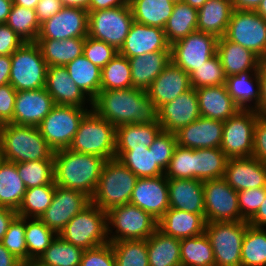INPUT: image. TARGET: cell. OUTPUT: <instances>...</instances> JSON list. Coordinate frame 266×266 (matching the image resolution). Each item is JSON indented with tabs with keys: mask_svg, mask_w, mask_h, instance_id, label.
Returning a JSON list of instances; mask_svg holds the SVG:
<instances>
[{
	"mask_svg": "<svg viewBox=\"0 0 266 266\" xmlns=\"http://www.w3.org/2000/svg\"><path fill=\"white\" fill-rule=\"evenodd\" d=\"M92 109L115 127L158 122V112L145 90L138 88L100 90Z\"/></svg>",
	"mask_w": 266,
	"mask_h": 266,
	"instance_id": "6da1fadb",
	"label": "cell"
},
{
	"mask_svg": "<svg viewBox=\"0 0 266 266\" xmlns=\"http://www.w3.org/2000/svg\"><path fill=\"white\" fill-rule=\"evenodd\" d=\"M106 160L97 155L61 149L54 151V181L59 187L93 197Z\"/></svg>",
	"mask_w": 266,
	"mask_h": 266,
	"instance_id": "7a4b0ae2",
	"label": "cell"
},
{
	"mask_svg": "<svg viewBox=\"0 0 266 266\" xmlns=\"http://www.w3.org/2000/svg\"><path fill=\"white\" fill-rule=\"evenodd\" d=\"M0 148L4 160L14 163L53 160L54 155L38 127L14 123L0 125Z\"/></svg>",
	"mask_w": 266,
	"mask_h": 266,
	"instance_id": "3957f363",
	"label": "cell"
},
{
	"mask_svg": "<svg viewBox=\"0 0 266 266\" xmlns=\"http://www.w3.org/2000/svg\"><path fill=\"white\" fill-rule=\"evenodd\" d=\"M69 150L97 155L105 160L115 158L116 127L101 118L92 108L81 120Z\"/></svg>",
	"mask_w": 266,
	"mask_h": 266,
	"instance_id": "277c9868",
	"label": "cell"
},
{
	"mask_svg": "<svg viewBox=\"0 0 266 266\" xmlns=\"http://www.w3.org/2000/svg\"><path fill=\"white\" fill-rule=\"evenodd\" d=\"M137 179L117 158L106 160L91 202L106 212L113 207L128 204Z\"/></svg>",
	"mask_w": 266,
	"mask_h": 266,
	"instance_id": "5b68a950",
	"label": "cell"
},
{
	"mask_svg": "<svg viewBox=\"0 0 266 266\" xmlns=\"http://www.w3.org/2000/svg\"><path fill=\"white\" fill-rule=\"evenodd\" d=\"M59 236L83 250L107 244V212L91 202L65 225Z\"/></svg>",
	"mask_w": 266,
	"mask_h": 266,
	"instance_id": "8992f818",
	"label": "cell"
},
{
	"mask_svg": "<svg viewBox=\"0 0 266 266\" xmlns=\"http://www.w3.org/2000/svg\"><path fill=\"white\" fill-rule=\"evenodd\" d=\"M47 64L35 42H25L11 55L9 84L16 91L45 87Z\"/></svg>",
	"mask_w": 266,
	"mask_h": 266,
	"instance_id": "52a82bcc",
	"label": "cell"
},
{
	"mask_svg": "<svg viewBox=\"0 0 266 266\" xmlns=\"http://www.w3.org/2000/svg\"><path fill=\"white\" fill-rule=\"evenodd\" d=\"M158 221L141 208L128 203L107 211L109 243L121 240H146L157 230ZM110 225V226H109ZM111 228V229H110Z\"/></svg>",
	"mask_w": 266,
	"mask_h": 266,
	"instance_id": "ba28073f",
	"label": "cell"
},
{
	"mask_svg": "<svg viewBox=\"0 0 266 266\" xmlns=\"http://www.w3.org/2000/svg\"><path fill=\"white\" fill-rule=\"evenodd\" d=\"M247 221L206 222L205 234L211 243L215 266H241L242 242Z\"/></svg>",
	"mask_w": 266,
	"mask_h": 266,
	"instance_id": "9c48e42d",
	"label": "cell"
},
{
	"mask_svg": "<svg viewBox=\"0 0 266 266\" xmlns=\"http://www.w3.org/2000/svg\"><path fill=\"white\" fill-rule=\"evenodd\" d=\"M88 111L87 108L78 106L55 104L38 128L54 151L67 149Z\"/></svg>",
	"mask_w": 266,
	"mask_h": 266,
	"instance_id": "30bf717a",
	"label": "cell"
},
{
	"mask_svg": "<svg viewBox=\"0 0 266 266\" xmlns=\"http://www.w3.org/2000/svg\"><path fill=\"white\" fill-rule=\"evenodd\" d=\"M88 12V36L119 50L134 22L129 3L121 7Z\"/></svg>",
	"mask_w": 266,
	"mask_h": 266,
	"instance_id": "8fae6325",
	"label": "cell"
},
{
	"mask_svg": "<svg viewBox=\"0 0 266 266\" xmlns=\"http://www.w3.org/2000/svg\"><path fill=\"white\" fill-rule=\"evenodd\" d=\"M259 116L254 109H241L224 121L220 148L228 159L252 156L254 126Z\"/></svg>",
	"mask_w": 266,
	"mask_h": 266,
	"instance_id": "7c38bea8",
	"label": "cell"
},
{
	"mask_svg": "<svg viewBox=\"0 0 266 266\" xmlns=\"http://www.w3.org/2000/svg\"><path fill=\"white\" fill-rule=\"evenodd\" d=\"M224 37L248 48L261 60L266 55V20L255 10H233Z\"/></svg>",
	"mask_w": 266,
	"mask_h": 266,
	"instance_id": "4fadbf2b",
	"label": "cell"
},
{
	"mask_svg": "<svg viewBox=\"0 0 266 266\" xmlns=\"http://www.w3.org/2000/svg\"><path fill=\"white\" fill-rule=\"evenodd\" d=\"M218 37L195 31L171 44V61L189 76L217 54Z\"/></svg>",
	"mask_w": 266,
	"mask_h": 266,
	"instance_id": "5bb4252c",
	"label": "cell"
},
{
	"mask_svg": "<svg viewBox=\"0 0 266 266\" xmlns=\"http://www.w3.org/2000/svg\"><path fill=\"white\" fill-rule=\"evenodd\" d=\"M206 222L242 221L237 191L224 178L203 183Z\"/></svg>",
	"mask_w": 266,
	"mask_h": 266,
	"instance_id": "9a60e30c",
	"label": "cell"
},
{
	"mask_svg": "<svg viewBox=\"0 0 266 266\" xmlns=\"http://www.w3.org/2000/svg\"><path fill=\"white\" fill-rule=\"evenodd\" d=\"M91 203L85 193L56 185L50 206L39 219L57 235L65 225Z\"/></svg>",
	"mask_w": 266,
	"mask_h": 266,
	"instance_id": "2e32d148",
	"label": "cell"
},
{
	"mask_svg": "<svg viewBox=\"0 0 266 266\" xmlns=\"http://www.w3.org/2000/svg\"><path fill=\"white\" fill-rule=\"evenodd\" d=\"M89 12L80 7H63L40 25L37 39L64 40L88 36Z\"/></svg>",
	"mask_w": 266,
	"mask_h": 266,
	"instance_id": "e0dca14e",
	"label": "cell"
},
{
	"mask_svg": "<svg viewBox=\"0 0 266 266\" xmlns=\"http://www.w3.org/2000/svg\"><path fill=\"white\" fill-rule=\"evenodd\" d=\"M129 203L146 211L158 221L170 208L166 176L138 178Z\"/></svg>",
	"mask_w": 266,
	"mask_h": 266,
	"instance_id": "ac0fdd59",
	"label": "cell"
},
{
	"mask_svg": "<svg viewBox=\"0 0 266 266\" xmlns=\"http://www.w3.org/2000/svg\"><path fill=\"white\" fill-rule=\"evenodd\" d=\"M157 112L162 130L175 134L201 116L196 90L191 87L173 101L160 106Z\"/></svg>",
	"mask_w": 266,
	"mask_h": 266,
	"instance_id": "d6986e66",
	"label": "cell"
},
{
	"mask_svg": "<svg viewBox=\"0 0 266 266\" xmlns=\"http://www.w3.org/2000/svg\"><path fill=\"white\" fill-rule=\"evenodd\" d=\"M170 47L164 29L134 21L118 53L129 59L145 53L171 51Z\"/></svg>",
	"mask_w": 266,
	"mask_h": 266,
	"instance_id": "ffe728a7",
	"label": "cell"
},
{
	"mask_svg": "<svg viewBox=\"0 0 266 266\" xmlns=\"http://www.w3.org/2000/svg\"><path fill=\"white\" fill-rule=\"evenodd\" d=\"M54 105L45 87L38 90L17 91L13 123L38 127Z\"/></svg>",
	"mask_w": 266,
	"mask_h": 266,
	"instance_id": "44dd1931",
	"label": "cell"
},
{
	"mask_svg": "<svg viewBox=\"0 0 266 266\" xmlns=\"http://www.w3.org/2000/svg\"><path fill=\"white\" fill-rule=\"evenodd\" d=\"M224 122L200 116L175 133L177 145L190 149L220 148Z\"/></svg>",
	"mask_w": 266,
	"mask_h": 266,
	"instance_id": "7402d4cb",
	"label": "cell"
},
{
	"mask_svg": "<svg viewBox=\"0 0 266 266\" xmlns=\"http://www.w3.org/2000/svg\"><path fill=\"white\" fill-rule=\"evenodd\" d=\"M224 179L237 192L266 187V165L252 156L228 159Z\"/></svg>",
	"mask_w": 266,
	"mask_h": 266,
	"instance_id": "603a6c76",
	"label": "cell"
},
{
	"mask_svg": "<svg viewBox=\"0 0 266 266\" xmlns=\"http://www.w3.org/2000/svg\"><path fill=\"white\" fill-rule=\"evenodd\" d=\"M190 88L189 74L171 61L151 83L146 92L158 109Z\"/></svg>",
	"mask_w": 266,
	"mask_h": 266,
	"instance_id": "cb8c5ba5",
	"label": "cell"
},
{
	"mask_svg": "<svg viewBox=\"0 0 266 266\" xmlns=\"http://www.w3.org/2000/svg\"><path fill=\"white\" fill-rule=\"evenodd\" d=\"M46 91L57 105H70L84 108L87 99L92 108V101L75 84L65 66H50L46 72Z\"/></svg>",
	"mask_w": 266,
	"mask_h": 266,
	"instance_id": "d4e9b609",
	"label": "cell"
},
{
	"mask_svg": "<svg viewBox=\"0 0 266 266\" xmlns=\"http://www.w3.org/2000/svg\"><path fill=\"white\" fill-rule=\"evenodd\" d=\"M195 90L202 117L224 122L241 110L228 93L226 84L201 87Z\"/></svg>",
	"mask_w": 266,
	"mask_h": 266,
	"instance_id": "484cf974",
	"label": "cell"
},
{
	"mask_svg": "<svg viewBox=\"0 0 266 266\" xmlns=\"http://www.w3.org/2000/svg\"><path fill=\"white\" fill-rule=\"evenodd\" d=\"M205 214L169 208L158 220L157 229L177 239L195 237L205 232Z\"/></svg>",
	"mask_w": 266,
	"mask_h": 266,
	"instance_id": "4316f807",
	"label": "cell"
},
{
	"mask_svg": "<svg viewBox=\"0 0 266 266\" xmlns=\"http://www.w3.org/2000/svg\"><path fill=\"white\" fill-rule=\"evenodd\" d=\"M170 208L204 214V181L198 179H167Z\"/></svg>",
	"mask_w": 266,
	"mask_h": 266,
	"instance_id": "83f0119b",
	"label": "cell"
},
{
	"mask_svg": "<svg viewBox=\"0 0 266 266\" xmlns=\"http://www.w3.org/2000/svg\"><path fill=\"white\" fill-rule=\"evenodd\" d=\"M217 55L224 68L226 77L246 71H258L262 60L248 48L220 37L217 43Z\"/></svg>",
	"mask_w": 266,
	"mask_h": 266,
	"instance_id": "f1b7e54d",
	"label": "cell"
},
{
	"mask_svg": "<svg viewBox=\"0 0 266 266\" xmlns=\"http://www.w3.org/2000/svg\"><path fill=\"white\" fill-rule=\"evenodd\" d=\"M131 69L132 86L147 90L151 83L171 62V51H157L128 59Z\"/></svg>",
	"mask_w": 266,
	"mask_h": 266,
	"instance_id": "f546056e",
	"label": "cell"
},
{
	"mask_svg": "<svg viewBox=\"0 0 266 266\" xmlns=\"http://www.w3.org/2000/svg\"><path fill=\"white\" fill-rule=\"evenodd\" d=\"M233 10L231 0H208L198 9L197 30L224 37Z\"/></svg>",
	"mask_w": 266,
	"mask_h": 266,
	"instance_id": "4dcf8cb0",
	"label": "cell"
},
{
	"mask_svg": "<svg viewBox=\"0 0 266 266\" xmlns=\"http://www.w3.org/2000/svg\"><path fill=\"white\" fill-rule=\"evenodd\" d=\"M35 43L39 46L48 67L66 66L83 54L85 38H68L60 41L55 39H37Z\"/></svg>",
	"mask_w": 266,
	"mask_h": 266,
	"instance_id": "1f68e13d",
	"label": "cell"
},
{
	"mask_svg": "<svg viewBox=\"0 0 266 266\" xmlns=\"http://www.w3.org/2000/svg\"><path fill=\"white\" fill-rule=\"evenodd\" d=\"M226 87L228 93L240 109H258L260 102V80L258 71H246L229 76L226 79ZM247 102H249L248 104H250V102L255 103L254 107H250Z\"/></svg>",
	"mask_w": 266,
	"mask_h": 266,
	"instance_id": "d6a6232c",
	"label": "cell"
},
{
	"mask_svg": "<svg viewBox=\"0 0 266 266\" xmlns=\"http://www.w3.org/2000/svg\"><path fill=\"white\" fill-rule=\"evenodd\" d=\"M146 240L149 266H181L180 239L157 229Z\"/></svg>",
	"mask_w": 266,
	"mask_h": 266,
	"instance_id": "836d02e7",
	"label": "cell"
},
{
	"mask_svg": "<svg viewBox=\"0 0 266 266\" xmlns=\"http://www.w3.org/2000/svg\"><path fill=\"white\" fill-rule=\"evenodd\" d=\"M162 131L159 123L124 124L116 127V150L149 148Z\"/></svg>",
	"mask_w": 266,
	"mask_h": 266,
	"instance_id": "e575fe53",
	"label": "cell"
},
{
	"mask_svg": "<svg viewBox=\"0 0 266 266\" xmlns=\"http://www.w3.org/2000/svg\"><path fill=\"white\" fill-rule=\"evenodd\" d=\"M134 21L164 29L174 8L172 0H129Z\"/></svg>",
	"mask_w": 266,
	"mask_h": 266,
	"instance_id": "d590c367",
	"label": "cell"
},
{
	"mask_svg": "<svg viewBox=\"0 0 266 266\" xmlns=\"http://www.w3.org/2000/svg\"><path fill=\"white\" fill-rule=\"evenodd\" d=\"M65 67L75 84L93 101L101 90V69L83 54Z\"/></svg>",
	"mask_w": 266,
	"mask_h": 266,
	"instance_id": "8d00e7d4",
	"label": "cell"
},
{
	"mask_svg": "<svg viewBox=\"0 0 266 266\" xmlns=\"http://www.w3.org/2000/svg\"><path fill=\"white\" fill-rule=\"evenodd\" d=\"M26 187L18 175L16 163L4 160L0 165V207L18 210Z\"/></svg>",
	"mask_w": 266,
	"mask_h": 266,
	"instance_id": "74e56055",
	"label": "cell"
},
{
	"mask_svg": "<svg viewBox=\"0 0 266 266\" xmlns=\"http://www.w3.org/2000/svg\"><path fill=\"white\" fill-rule=\"evenodd\" d=\"M198 10L184 2H175L164 32L169 44L185 38L190 33L197 31Z\"/></svg>",
	"mask_w": 266,
	"mask_h": 266,
	"instance_id": "f35d334b",
	"label": "cell"
},
{
	"mask_svg": "<svg viewBox=\"0 0 266 266\" xmlns=\"http://www.w3.org/2000/svg\"><path fill=\"white\" fill-rule=\"evenodd\" d=\"M227 161L221 148L194 149V179L224 178Z\"/></svg>",
	"mask_w": 266,
	"mask_h": 266,
	"instance_id": "ab89813d",
	"label": "cell"
},
{
	"mask_svg": "<svg viewBox=\"0 0 266 266\" xmlns=\"http://www.w3.org/2000/svg\"><path fill=\"white\" fill-rule=\"evenodd\" d=\"M115 158L129 168L138 178L164 175V171L155 163L153 150H149L148 147L135 150H116Z\"/></svg>",
	"mask_w": 266,
	"mask_h": 266,
	"instance_id": "60d3db41",
	"label": "cell"
},
{
	"mask_svg": "<svg viewBox=\"0 0 266 266\" xmlns=\"http://www.w3.org/2000/svg\"><path fill=\"white\" fill-rule=\"evenodd\" d=\"M181 266H215L213 249L205 232L180 240Z\"/></svg>",
	"mask_w": 266,
	"mask_h": 266,
	"instance_id": "b9f144b4",
	"label": "cell"
},
{
	"mask_svg": "<svg viewBox=\"0 0 266 266\" xmlns=\"http://www.w3.org/2000/svg\"><path fill=\"white\" fill-rule=\"evenodd\" d=\"M84 250L57 235L37 258L42 266H80Z\"/></svg>",
	"mask_w": 266,
	"mask_h": 266,
	"instance_id": "7bdbcfd3",
	"label": "cell"
},
{
	"mask_svg": "<svg viewBox=\"0 0 266 266\" xmlns=\"http://www.w3.org/2000/svg\"><path fill=\"white\" fill-rule=\"evenodd\" d=\"M266 229L249 225L242 242L241 266H266Z\"/></svg>",
	"mask_w": 266,
	"mask_h": 266,
	"instance_id": "ee69618b",
	"label": "cell"
},
{
	"mask_svg": "<svg viewBox=\"0 0 266 266\" xmlns=\"http://www.w3.org/2000/svg\"><path fill=\"white\" fill-rule=\"evenodd\" d=\"M56 184L41 185L26 189L17 215L27 218H39L50 206Z\"/></svg>",
	"mask_w": 266,
	"mask_h": 266,
	"instance_id": "f6af8a7d",
	"label": "cell"
},
{
	"mask_svg": "<svg viewBox=\"0 0 266 266\" xmlns=\"http://www.w3.org/2000/svg\"><path fill=\"white\" fill-rule=\"evenodd\" d=\"M6 24L24 41L36 42L40 23L35 9L13 4Z\"/></svg>",
	"mask_w": 266,
	"mask_h": 266,
	"instance_id": "bcb514c9",
	"label": "cell"
},
{
	"mask_svg": "<svg viewBox=\"0 0 266 266\" xmlns=\"http://www.w3.org/2000/svg\"><path fill=\"white\" fill-rule=\"evenodd\" d=\"M132 87L128 58L118 53L101 69V90L129 89Z\"/></svg>",
	"mask_w": 266,
	"mask_h": 266,
	"instance_id": "7dc6e473",
	"label": "cell"
},
{
	"mask_svg": "<svg viewBox=\"0 0 266 266\" xmlns=\"http://www.w3.org/2000/svg\"><path fill=\"white\" fill-rule=\"evenodd\" d=\"M25 218V241L28 249V261L37 258L51 244L57 234L48 228L39 218Z\"/></svg>",
	"mask_w": 266,
	"mask_h": 266,
	"instance_id": "c3c4849f",
	"label": "cell"
},
{
	"mask_svg": "<svg viewBox=\"0 0 266 266\" xmlns=\"http://www.w3.org/2000/svg\"><path fill=\"white\" fill-rule=\"evenodd\" d=\"M111 245L116 266H149L147 240H121Z\"/></svg>",
	"mask_w": 266,
	"mask_h": 266,
	"instance_id": "681fc988",
	"label": "cell"
},
{
	"mask_svg": "<svg viewBox=\"0 0 266 266\" xmlns=\"http://www.w3.org/2000/svg\"><path fill=\"white\" fill-rule=\"evenodd\" d=\"M16 168L26 189L55 183L53 160L16 163Z\"/></svg>",
	"mask_w": 266,
	"mask_h": 266,
	"instance_id": "f907efd6",
	"label": "cell"
},
{
	"mask_svg": "<svg viewBox=\"0 0 266 266\" xmlns=\"http://www.w3.org/2000/svg\"><path fill=\"white\" fill-rule=\"evenodd\" d=\"M226 75L218 55H214L190 75V84L194 89L226 84Z\"/></svg>",
	"mask_w": 266,
	"mask_h": 266,
	"instance_id": "816d5d0a",
	"label": "cell"
},
{
	"mask_svg": "<svg viewBox=\"0 0 266 266\" xmlns=\"http://www.w3.org/2000/svg\"><path fill=\"white\" fill-rule=\"evenodd\" d=\"M1 244L21 262L28 261L25 241V218L16 215L10 222Z\"/></svg>",
	"mask_w": 266,
	"mask_h": 266,
	"instance_id": "f5cc1de1",
	"label": "cell"
},
{
	"mask_svg": "<svg viewBox=\"0 0 266 266\" xmlns=\"http://www.w3.org/2000/svg\"><path fill=\"white\" fill-rule=\"evenodd\" d=\"M164 175L167 179H194V149L177 145Z\"/></svg>",
	"mask_w": 266,
	"mask_h": 266,
	"instance_id": "db71d44e",
	"label": "cell"
},
{
	"mask_svg": "<svg viewBox=\"0 0 266 266\" xmlns=\"http://www.w3.org/2000/svg\"><path fill=\"white\" fill-rule=\"evenodd\" d=\"M117 54L118 50L114 46L90 36L85 38L83 55L100 69L107 65Z\"/></svg>",
	"mask_w": 266,
	"mask_h": 266,
	"instance_id": "11a10c76",
	"label": "cell"
},
{
	"mask_svg": "<svg viewBox=\"0 0 266 266\" xmlns=\"http://www.w3.org/2000/svg\"><path fill=\"white\" fill-rule=\"evenodd\" d=\"M177 139L174 133L161 131L154 142L150 145L149 150H153L155 163L165 172L173 156Z\"/></svg>",
	"mask_w": 266,
	"mask_h": 266,
	"instance_id": "9f6ffc18",
	"label": "cell"
},
{
	"mask_svg": "<svg viewBox=\"0 0 266 266\" xmlns=\"http://www.w3.org/2000/svg\"><path fill=\"white\" fill-rule=\"evenodd\" d=\"M242 221H249L266 198V187L247 189L237 192Z\"/></svg>",
	"mask_w": 266,
	"mask_h": 266,
	"instance_id": "6f0895ef",
	"label": "cell"
},
{
	"mask_svg": "<svg viewBox=\"0 0 266 266\" xmlns=\"http://www.w3.org/2000/svg\"><path fill=\"white\" fill-rule=\"evenodd\" d=\"M80 266H116L111 243L84 250Z\"/></svg>",
	"mask_w": 266,
	"mask_h": 266,
	"instance_id": "680465c9",
	"label": "cell"
},
{
	"mask_svg": "<svg viewBox=\"0 0 266 266\" xmlns=\"http://www.w3.org/2000/svg\"><path fill=\"white\" fill-rule=\"evenodd\" d=\"M17 91L11 84L0 86V125L13 123V112Z\"/></svg>",
	"mask_w": 266,
	"mask_h": 266,
	"instance_id": "91938a15",
	"label": "cell"
},
{
	"mask_svg": "<svg viewBox=\"0 0 266 266\" xmlns=\"http://www.w3.org/2000/svg\"><path fill=\"white\" fill-rule=\"evenodd\" d=\"M252 157L266 165V118L259 116L254 126Z\"/></svg>",
	"mask_w": 266,
	"mask_h": 266,
	"instance_id": "94428289",
	"label": "cell"
},
{
	"mask_svg": "<svg viewBox=\"0 0 266 266\" xmlns=\"http://www.w3.org/2000/svg\"><path fill=\"white\" fill-rule=\"evenodd\" d=\"M24 43L7 24H0V56H11Z\"/></svg>",
	"mask_w": 266,
	"mask_h": 266,
	"instance_id": "6125c7cd",
	"label": "cell"
},
{
	"mask_svg": "<svg viewBox=\"0 0 266 266\" xmlns=\"http://www.w3.org/2000/svg\"><path fill=\"white\" fill-rule=\"evenodd\" d=\"M62 8L63 5L60 0H40L35 8L39 23L50 19Z\"/></svg>",
	"mask_w": 266,
	"mask_h": 266,
	"instance_id": "be15d7a7",
	"label": "cell"
},
{
	"mask_svg": "<svg viewBox=\"0 0 266 266\" xmlns=\"http://www.w3.org/2000/svg\"><path fill=\"white\" fill-rule=\"evenodd\" d=\"M258 75L260 80V102L256 110L258 114L266 118V66L261 62Z\"/></svg>",
	"mask_w": 266,
	"mask_h": 266,
	"instance_id": "e7e4bbea",
	"label": "cell"
},
{
	"mask_svg": "<svg viewBox=\"0 0 266 266\" xmlns=\"http://www.w3.org/2000/svg\"><path fill=\"white\" fill-rule=\"evenodd\" d=\"M16 215V210L7 207H0V242L7 232L10 222Z\"/></svg>",
	"mask_w": 266,
	"mask_h": 266,
	"instance_id": "03108f58",
	"label": "cell"
},
{
	"mask_svg": "<svg viewBox=\"0 0 266 266\" xmlns=\"http://www.w3.org/2000/svg\"><path fill=\"white\" fill-rule=\"evenodd\" d=\"M128 4V0H91L90 7L87 11H96L121 7Z\"/></svg>",
	"mask_w": 266,
	"mask_h": 266,
	"instance_id": "003e7915",
	"label": "cell"
},
{
	"mask_svg": "<svg viewBox=\"0 0 266 266\" xmlns=\"http://www.w3.org/2000/svg\"><path fill=\"white\" fill-rule=\"evenodd\" d=\"M11 70V56L2 55L0 56V86L9 84Z\"/></svg>",
	"mask_w": 266,
	"mask_h": 266,
	"instance_id": "a7ac6f4b",
	"label": "cell"
},
{
	"mask_svg": "<svg viewBox=\"0 0 266 266\" xmlns=\"http://www.w3.org/2000/svg\"><path fill=\"white\" fill-rule=\"evenodd\" d=\"M248 224L258 228L266 226V198L261 203L256 214L248 221Z\"/></svg>",
	"mask_w": 266,
	"mask_h": 266,
	"instance_id": "89a4df30",
	"label": "cell"
},
{
	"mask_svg": "<svg viewBox=\"0 0 266 266\" xmlns=\"http://www.w3.org/2000/svg\"><path fill=\"white\" fill-rule=\"evenodd\" d=\"M21 261L11 254L0 242V266H20Z\"/></svg>",
	"mask_w": 266,
	"mask_h": 266,
	"instance_id": "2644e50d",
	"label": "cell"
},
{
	"mask_svg": "<svg viewBox=\"0 0 266 266\" xmlns=\"http://www.w3.org/2000/svg\"><path fill=\"white\" fill-rule=\"evenodd\" d=\"M262 0H231L234 10H256Z\"/></svg>",
	"mask_w": 266,
	"mask_h": 266,
	"instance_id": "8c879c8a",
	"label": "cell"
},
{
	"mask_svg": "<svg viewBox=\"0 0 266 266\" xmlns=\"http://www.w3.org/2000/svg\"><path fill=\"white\" fill-rule=\"evenodd\" d=\"M12 5V0H0V24H6Z\"/></svg>",
	"mask_w": 266,
	"mask_h": 266,
	"instance_id": "753ad0ef",
	"label": "cell"
},
{
	"mask_svg": "<svg viewBox=\"0 0 266 266\" xmlns=\"http://www.w3.org/2000/svg\"><path fill=\"white\" fill-rule=\"evenodd\" d=\"M63 7H80L88 10L91 0H60Z\"/></svg>",
	"mask_w": 266,
	"mask_h": 266,
	"instance_id": "34e18365",
	"label": "cell"
},
{
	"mask_svg": "<svg viewBox=\"0 0 266 266\" xmlns=\"http://www.w3.org/2000/svg\"><path fill=\"white\" fill-rule=\"evenodd\" d=\"M12 1L13 4L15 5L25 8L35 9L40 0H12Z\"/></svg>",
	"mask_w": 266,
	"mask_h": 266,
	"instance_id": "11e5206c",
	"label": "cell"
},
{
	"mask_svg": "<svg viewBox=\"0 0 266 266\" xmlns=\"http://www.w3.org/2000/svg\"><path fill=\"white\" fill-rule=\"evenodd\" d=\"M208 0H182V2L190 5L192 8L200 9Z\"/></svg>",
	"mask_w": 266,
	"mask_h": 266,
	"instance_id": "2a66077c",
	"label": "cell"
},
{
	"mask_svg": "<svg viewBox=\"0 0 266 266\" xmlns=\"http://www.w3.org/2000/svg\"><path fill=\"white\" fill-rule=\"evenodd\" d=\"M255 11L266 20V0H262Z\"/></svg>",
	"mask_w": 266,
	"mask_h": 266,
	"instance_id": "b9fcfbb0",
	"label": "cell"
},
{
	"mask_svg": "<svg viewBox=\"0 0 266 266\" xmlns=\"http://www.w3.org/2000/svg\"><path fill=\"white\" fill-rule=\"evenodd\" d=\"M20 266H42L37 260L21 262Z\"/></svg>",
	"mask_w": 266,
	"mask_h": 266,
	"instance_id": "09005b40",
	"label": "cell"
},
{
	"mask_svg": "<svg viewBox=\"0 0 266 266\" xmlns=\"http://www.w3.org/2000/svg\"><path fill=\"white\" fill-rule=\"evenodd\" d=\"M4 161V157H3V154H2V151H1V148H0V165L1 163Z\"/></svg>",
	"mask_w": 266,
	"mask_h": 266,
	"instance_id": "979ff035",
	"label": "cell"
},
{
	"mask_svg": "<svg viewBox=\"0 0 266 266\" xmlns=\"http://www.w3.org/2000/svg\"><path fill=\"white\" fill-rule=\"evenodd\" d=\"M262 63L266 66V55H265V57L262 59Z\"/></svg>",
	"mask_w": 266,
	"mask_h": 266,
	"instance_id": "deb4b68c",
	"label": "cell"
},
{
	"mask_svg": "<svg viewBox=\"0 0 266 266\" xmlns=\"http://www.w3.org/2000/svg\"><path fill=\"white\" fill-rule=\"evenodd\" d=\"M172 1H174V2H182V0H172Z\"/></svg>",
	"mask_w": 266,
	"mask_h": 266,
	"instance_id": "67dfc351",
	"label": "cell"
}]
</instances>
